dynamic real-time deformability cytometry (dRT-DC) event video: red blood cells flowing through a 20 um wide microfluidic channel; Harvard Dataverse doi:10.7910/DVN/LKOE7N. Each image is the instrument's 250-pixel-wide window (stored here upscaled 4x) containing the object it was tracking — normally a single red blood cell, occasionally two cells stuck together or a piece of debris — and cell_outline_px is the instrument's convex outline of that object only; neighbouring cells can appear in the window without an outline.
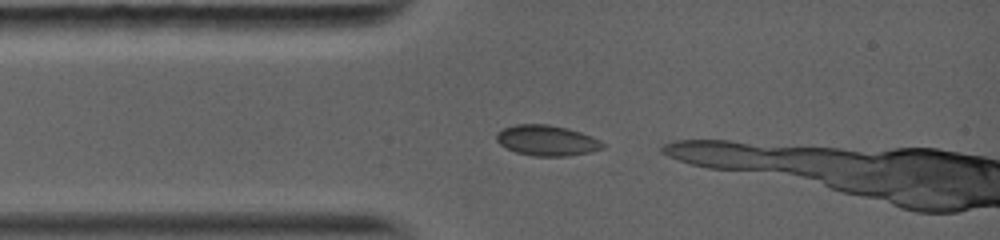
{"species": "common noctule bat (a hibernating species)", "species_latin": "Nyctalus noctula", "temperature_condition": "warm", "stored_images_in_passage": 5, "camera_frame_rate_fps": 5000, "um_per_image_px": 0.085, "animal": {"sex": "female", "body_mass_g": 19.0, "forearm_length_mm": 56.7}, "frame": {"image": 1, "passage_image": 2, "time_ms": 0.4, "image_size_px": [1000, 240], "cell_outline_px": [[604, 148], [592, 152], [568, 156], [532, 156], [516, 152], [500, 144], [496, 140], [496, 132], [504, 128], [516, 124], [548, 124], [568, 128], [592, 136], [600, 140], [604, 144]], "centroid_in_image_um": [46.5, 11.94], "position_along_channel_um": 38.5, "area_um2": 19.02}}